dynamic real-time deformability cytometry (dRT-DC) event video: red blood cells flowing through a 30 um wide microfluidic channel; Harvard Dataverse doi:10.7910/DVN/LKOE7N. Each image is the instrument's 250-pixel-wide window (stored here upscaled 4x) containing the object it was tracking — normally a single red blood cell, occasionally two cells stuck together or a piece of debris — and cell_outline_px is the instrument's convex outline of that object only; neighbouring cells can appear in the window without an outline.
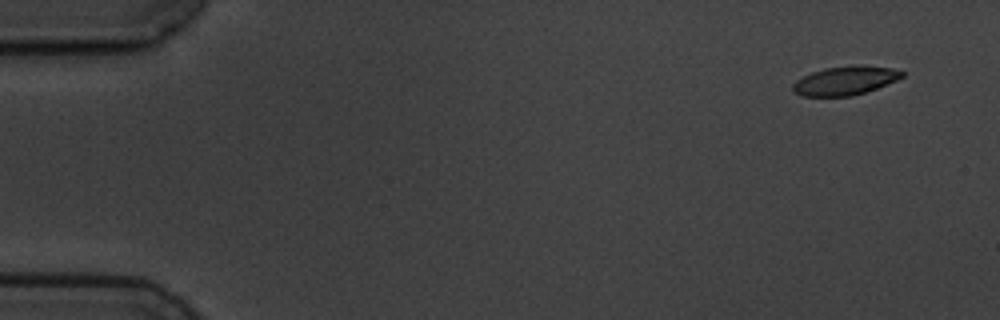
{"species": "common noctule bat (a hibernating species)", "species_latin": "Nyctalus noctula", "temperature_condition": "cold", "stored_images_in_passage": 6, "camera_frame_rate_fps": 3000, "um_per_image_px": 0.085, "animal": {"sex": "male", "body_mass_g": 19.5, "forearm_length_mm": 54.6}, "frame": {"image": 1, "passage_image": 1, "time_ms": 0.0, "image_size_px": [1000, 320], "cell_outline_px": [[904, 76], [896, 80], [876, 88], [864, 92], [848, 96], [804, 96], [792, 92], [792, 84], [796, 80], [812, 72], [824, 68], [892, 68], [904, 72]], "centroid_in_image_um": [71.75, 6.9], "position_along_channel_um": 13.2, "area_um2": 17.28}}
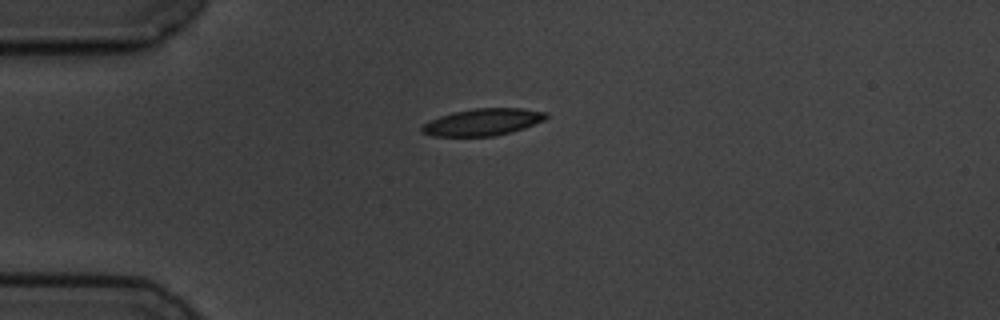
{"frame": {"image": 2, "passage_image": 4, "time_ms": 3.667, "image_size_px": [1000, 320], "cell_outline_px": [[548, 116], [544, 120], [524, 128], [512, 132], [496, 136], [432, 136], [420, 132], [420, 128], [424, 124], [440, 116], [452, 112], [472, 108], [524, 108], [548, 112]], "centroid_in_image_um": [41.05, 10.37], "position_along_channel_um": 43.9, "area_um2": 19.65}}
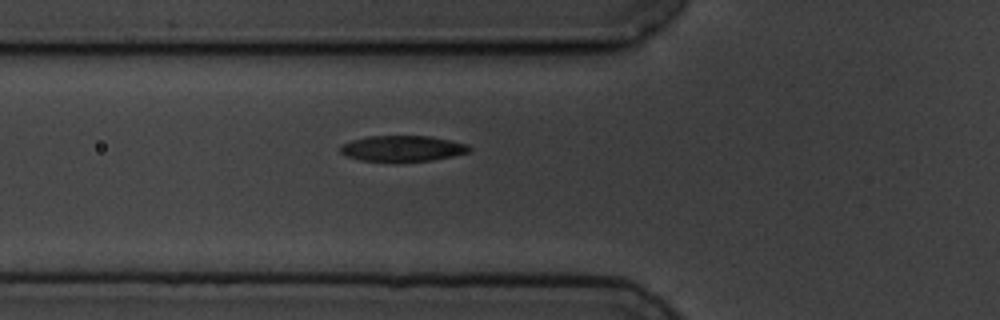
{"frame": {"image": 3, "passage_image": 6, "time_ms": 5.667, "image_size_px": [1000, 320], "cell_outline_px": [[472, 148], [468, 152], [452, 156], [432, 160], [396, 164], [360, 160], [344, 156], [340, 152], [340, 144], [352, 140], [368, 136], [428, 136], [468, 144]], "centroid_in_image_um": [34.15, 12.66], "position_along_channel_um": 91.7, "area_um2": 20.06}}